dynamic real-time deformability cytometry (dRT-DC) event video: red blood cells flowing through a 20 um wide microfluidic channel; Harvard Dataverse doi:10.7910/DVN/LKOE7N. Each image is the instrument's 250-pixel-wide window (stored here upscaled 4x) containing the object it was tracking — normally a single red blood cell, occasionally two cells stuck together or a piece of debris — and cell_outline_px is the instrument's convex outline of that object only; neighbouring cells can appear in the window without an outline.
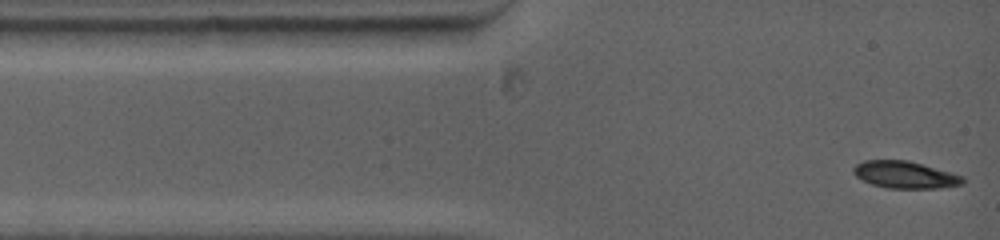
{"species": "common noctule bat (a hibernating species)", "species_latin": "Nyctalus noctula", "temperature_condition": "warm", "stored_images_in_passage": 12, "camera_frame_rate_fps": 5000, "um_per_image_px": 0.085, "animal": {"sex": "female", "body_mass_g": 19.0, "forearm_length_mm": 53.3}, "frame": {"image": 1, "passage_image": 1, "time_ms": 0.0, "image_size_px": [1000, 240], "cell_outline_px": [[964, 184], [936, 188], [888, 188], [872, 184], [856, 176], [852, 172], [852, 168], [856, 164], [864, 160], [908, 160], [952, 172], [964, 176]], "centroid_in_image_um": [76.93, 14.84], "position_along_channel_um": 8.1, "area_um2": 17.28}}
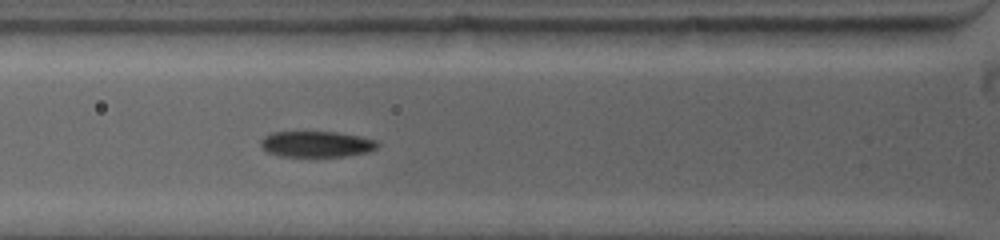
{"frame": {"image": 2, "passage_image": 9, "time_ms": 3.4, "image_size_px": [1000, 240], "cell_outline_px": [[380, 144], [376, 148], [368, 152], [344, 156], [280, 156], [268, 152], [260, 144], [260, 140], [264, 136], [272, 132], [336, 132], [360, 136], [376, 140]], "centroid_in_image_um": [26.91, 12.24], "position_along_channel_um": 98.9, "area_um2": 17.57}}
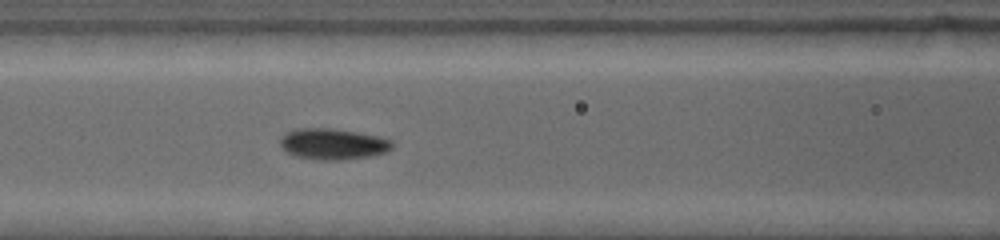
{"frame": {"image": 3, "passage_image": 12, "time_ms": 4.4, "image_size_px": [1000, 240], "cell_outline_px": [[396, 144], [388, 152], [372, 156], [344, 160], [320, 160], [296, 156], [284, 152], [280, 144], [280, 140], [284, 132], [296, 128], [332, 128], [356, 132], [376, 136], [392, 140]], "centroid_in_image_um": [28.3, 12.24], "position_along_channel_um": 138.3, "area_um2": 20.63}}